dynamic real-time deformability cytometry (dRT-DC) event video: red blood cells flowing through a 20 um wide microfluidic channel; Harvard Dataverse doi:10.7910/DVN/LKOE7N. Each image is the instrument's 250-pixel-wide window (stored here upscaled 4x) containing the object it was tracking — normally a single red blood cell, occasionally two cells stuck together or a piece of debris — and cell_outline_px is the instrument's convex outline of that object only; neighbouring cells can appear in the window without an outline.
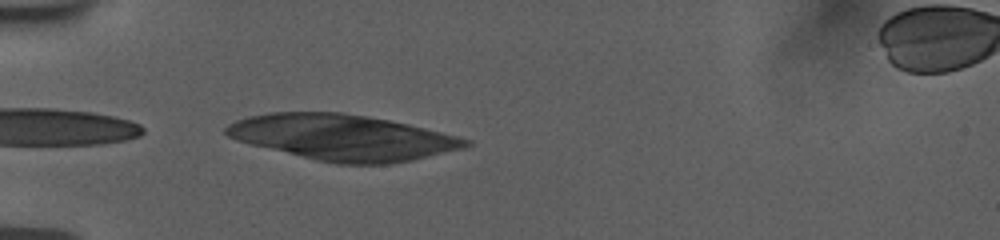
{"species": "human", "species_latin": "Homo sapiens", "temperature_condition": "room temperature", "stored_images_in_passage": 38, "camera_frame_rate_fps": 3000, "um_per_image_px": 0.085, "donor": {"sex": "female"}, "frame": {"image": 1, "passage_image": 1, "time_ms": 0.0, "image_size_px": [1000, 240], "cell_outline_px": [[472, 144], [464, 148], [412, 160], [388, 164], [336, 164], [316, 160], [236, 140], [228, 136], [224, 132], [224, 128], [228, 124], [236, 120], [248, 116], [268, 112], [340, 112], [368, 116], [408, 124], [460, 136], [472, 140]], "centroid_in_image_um": [29.14, 11.67], "position_along_channel_um": 55.9, "area_um2": 63.75}}